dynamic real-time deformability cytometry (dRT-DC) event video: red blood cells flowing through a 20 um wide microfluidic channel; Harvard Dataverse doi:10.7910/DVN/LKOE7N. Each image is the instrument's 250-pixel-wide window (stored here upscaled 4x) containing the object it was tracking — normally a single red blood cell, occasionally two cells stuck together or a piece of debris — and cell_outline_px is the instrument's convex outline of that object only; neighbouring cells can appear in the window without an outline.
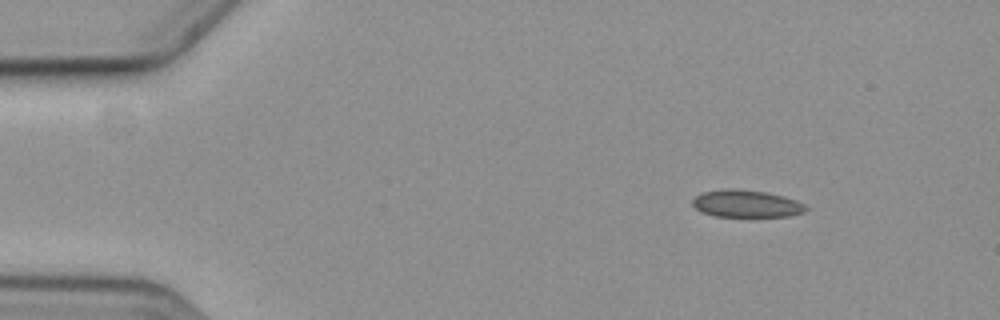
{"species": "common noctule bat (a hibernating species)", "species_latin": "Nyctalus noctula", "temperature_condition": "cold", "stored_images_in_passage": 3, "camera_frame_rate_fps": 3000, "um_per_image_px": 0.085, "animal": {"sex": "female", "body_mass_g": 19.3, "forearm_length_mm": 54.1}, "frame": {"image": 1, "passage_image": 1, "time_ms": 0.0, "image_size_px": [1000, 320], "cell_outline_px": [[808, 208], [804, 212], [788, 216], [716, 216], [700, 212], [692, 204], [692, 200], [696, 196], [704, 192], [728, 188], [736, 188], [764, 192], [796, 200], [804, 204]], "centroid_in_image_um": [63.41, 17.31], "position_along_channel_um": 21.6, "area_um2": 17.8}}